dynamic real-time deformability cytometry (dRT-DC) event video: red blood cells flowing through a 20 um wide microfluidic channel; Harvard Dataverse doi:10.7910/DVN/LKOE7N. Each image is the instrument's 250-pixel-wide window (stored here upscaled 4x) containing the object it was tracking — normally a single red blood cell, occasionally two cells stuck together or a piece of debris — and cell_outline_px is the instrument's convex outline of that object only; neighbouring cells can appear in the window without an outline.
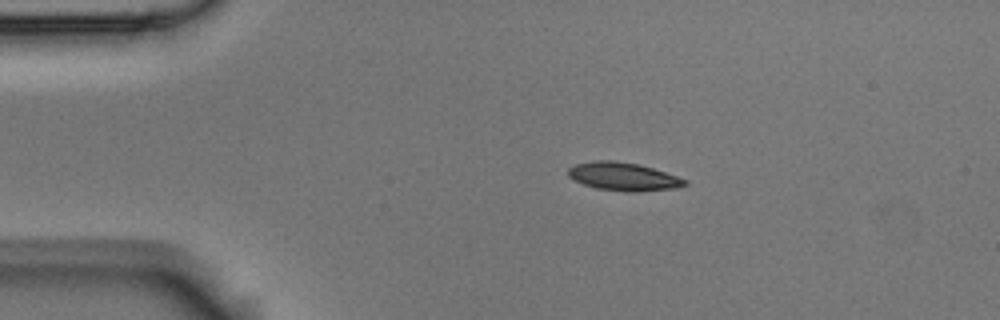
{"species": "Egyptian fruit bat (a non-hibernating species)", "species_latin": "Rousettus aegyptiacus", "temperature_condition": "room temperature", "stored_images_in_passage": 5, "camera_frame_rate_fps": 3000, "um_per_image_px": 0.085, "animal": {"sex": "male"}, "frame": {"image": 1, "passage_image": 3, "time_ms": 0.667, "image_size_px": [1000, 320], "cell_outline_px": [[688, 184], [676, 188], [636, 192], [628, 192], [596, 188], [584, 184], [568, 176], [568, 168], [576, 164], [596, 160], [612, 160], [636, 164], [652, 168], [688, 180]], "centroid_in_image_um": [52.99, 15.01], "position_along_channel_um": 32.0, "area_um2": 18.96}}
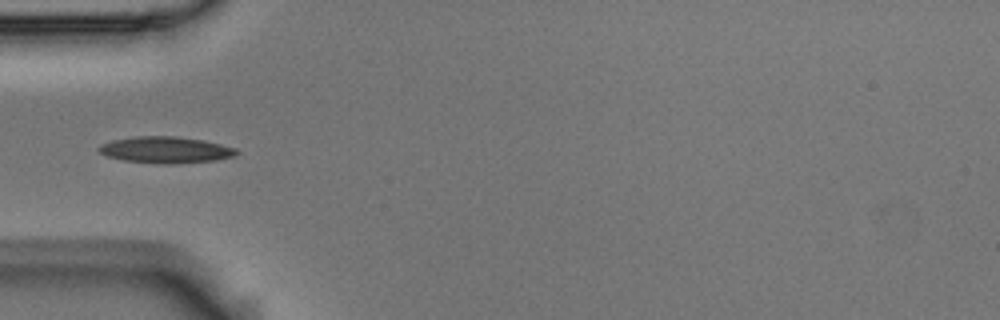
{"frame": {"image": 2, "passage_image": 5, "time_ms": 1.333, "image_size_px": [1000, 320], "cell_outline_px": [[240, 152], [232, 156], [216, 160], [172, 164], [160, 164], [124, 160], [108, 156], [100, 152], [96, 148], [100, 144], [112, 140], [136, 136], [176, 136], [204, 140], [236, 148]], "centroid_in_image_um": [14.07, 12.73], "position_along_channel_um": 70.9, "area_um2": 21.21}}